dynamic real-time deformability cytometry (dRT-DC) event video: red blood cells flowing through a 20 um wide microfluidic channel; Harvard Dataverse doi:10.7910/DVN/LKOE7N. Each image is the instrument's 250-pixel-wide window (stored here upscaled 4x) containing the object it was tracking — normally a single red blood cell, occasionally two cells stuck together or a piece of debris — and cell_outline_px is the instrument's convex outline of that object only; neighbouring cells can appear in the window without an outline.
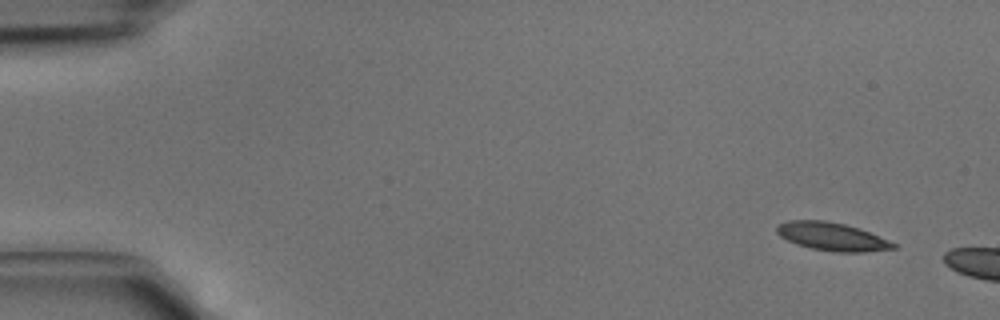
{"species": "common noctule bat (a hibernating species)", "species_latin": "Nyctalus noctula", "temperature_condition": "cold", "stored_images_in_passage": 2, "camera_frame_rate_fps": 3000, "um_per_image_px": 0.085, "animal": {"sex": "male", "body_mass_g": 15.6}, "frame": {"image": 1, "passage_image": 1, "time_ms": 0.0, "image_size_px": [1000, 320], "cell_outline_px": [[896, 248], [864, 252], [832, 252], [812, 248], [796, 244], [780, 236], [776, 232], [776, 224], [788, 220], [824, 220], [844, 224], [860, 228], [880, 236], [896, 244]], "centroid_in_image_um": [70.7, 20.1], "position_along_channel_um": 14.3, "area_um2": 19.19}}